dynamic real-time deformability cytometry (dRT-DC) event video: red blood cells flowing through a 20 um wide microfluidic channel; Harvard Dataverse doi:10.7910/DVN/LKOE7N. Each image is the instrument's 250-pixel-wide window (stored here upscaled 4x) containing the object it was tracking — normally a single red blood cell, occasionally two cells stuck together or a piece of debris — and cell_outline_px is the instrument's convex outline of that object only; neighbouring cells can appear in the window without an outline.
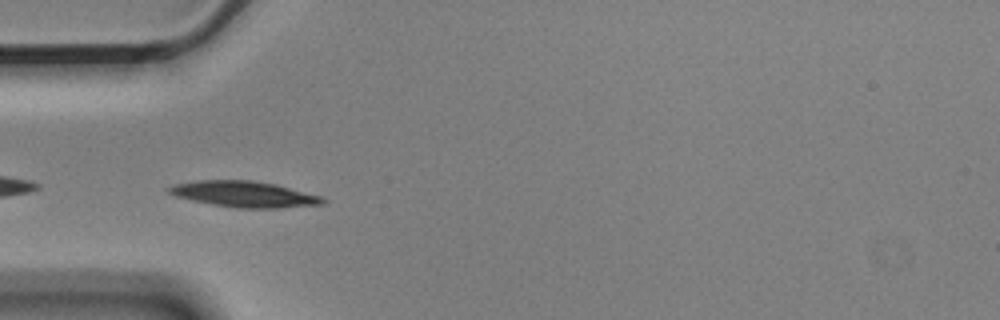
{"species": "Egyptian fruit bat (a non-hibernating species)", "species_latin": "Rousettus aegyptiacus", "temperature_condition": "cold", "stored_images_in_passage": 34, "camera_frame_rate_fps": 3000, "um_per_image_px": 0.085, "animal": {"sex": "male"}, "frame": {"image": 1, "passage_image": 2, "time_ms": 0.333, "image_size_px": [1000, 320], "cell_outline_px": [[328, 200], [324, 204], [280, 208], [236, 208], [212, 204], [192, 200], [176, 196], [168, 192], [164, 188], [172, 184], [196, 180], [252, 180], [276, 184], [320, 196]], "centroid_in_image_um": [20.73, 16.5], "position_along_channel_um": 64.3, "area_um2": 23.41}}
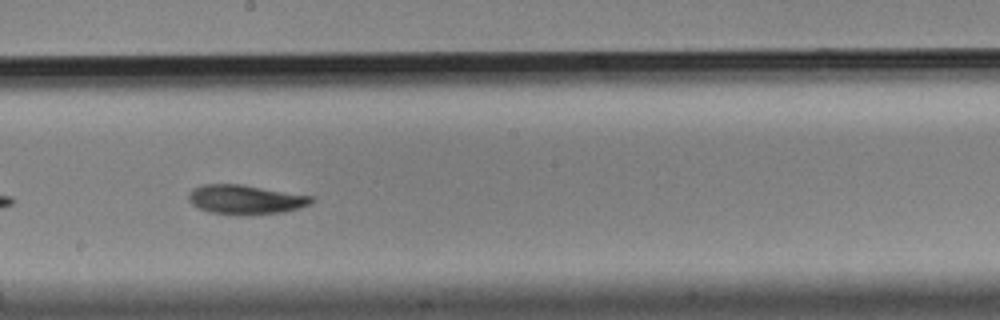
{"frame": {"image": 2, "passage_image": 16, "time_ms": 5.0, "image_size_px": [1000, 320], "cell_outline_px": [[316, 200], [312, 204], [300, 208], [284, 212], [252, 216], [208, 212], [192, 204], [188, 200], [188, 192], [192, 188], [204, 184], [240, 184], [316, 196]], "centroid_in_image_um": [20.93, 16.97], "position_along_channel_um": 227.3, "area_um2": 21.56}}
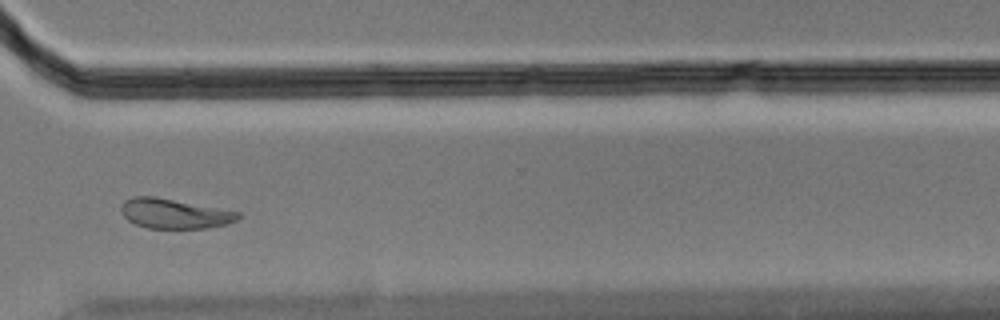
{"frame": {"image": 3, "passage_image": 27, "time_ms": 8.667, "image_size_px": [1000, 320], "cell_outline_px": [[240, 216], [236, 220], [228, 224], [208, 228], [148, 228], [136, 224], [128, 220], [124, 216], [120, 208], [120, 204], [124, 200], [132, 196], [152, 196], [240, 212]], "centroid_in_image_um": [14.79, 18.16], "position_along_channel_um": 355.8, "area_um2": 20.17}, "authors_computed_cell_mechanics": {"area_um2": 21.386, "velocity_mm_per_s": 3.5005, "shape_relaxation_time_tau1_ms": 2.9316, "shape_relaxation_time_tau2_ms": 5.8063, "deformation_change_tau1": 0.1257, "deformation_change_tau2": 0.1098}}